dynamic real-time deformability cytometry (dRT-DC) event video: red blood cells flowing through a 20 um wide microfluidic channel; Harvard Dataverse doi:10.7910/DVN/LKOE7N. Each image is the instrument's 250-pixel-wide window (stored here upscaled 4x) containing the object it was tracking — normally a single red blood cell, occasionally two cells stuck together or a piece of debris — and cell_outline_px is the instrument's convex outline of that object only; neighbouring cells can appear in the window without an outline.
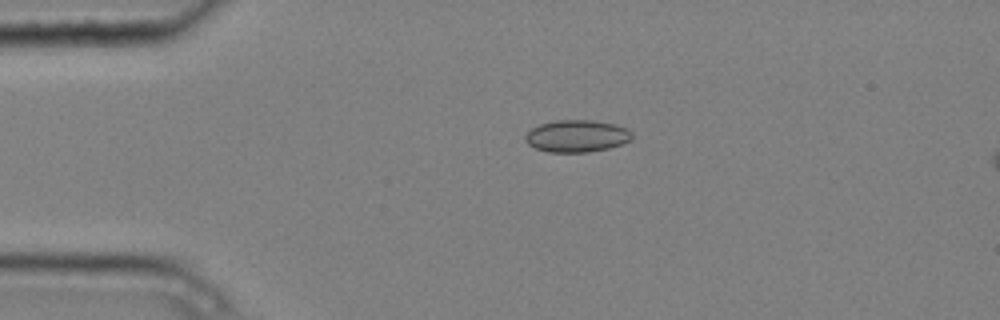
{"species": "common noctule bat (a hibernating species)", "species_latin": "Nyctalus noctula", "temperature_condition": "cold", "stored_images_in_passage": 3, "camera_frame_rate_fps": 3000, "um_per_image_px": 0.085, "animal": {"sex": "male", "body_mass_g": 20.4}, "frame": {"image": 1, "passage_image": 2, "time_ms": 0.333, "image_size_px": [1000, 320], "cell_outline_px": [[632, 140], [608, 148], [588, 152], [548, 152], [536, 148], [528, 144], [524, 140], [524, 136], [532, 128], [540, 124], [556, 120], [592, 120], [616, 124], [628, 128], [632, 132]], "centroid_in_image_um": [49.04, 11.56], "position_along_channel_um": 36.0, "area_um2": 20.06}}